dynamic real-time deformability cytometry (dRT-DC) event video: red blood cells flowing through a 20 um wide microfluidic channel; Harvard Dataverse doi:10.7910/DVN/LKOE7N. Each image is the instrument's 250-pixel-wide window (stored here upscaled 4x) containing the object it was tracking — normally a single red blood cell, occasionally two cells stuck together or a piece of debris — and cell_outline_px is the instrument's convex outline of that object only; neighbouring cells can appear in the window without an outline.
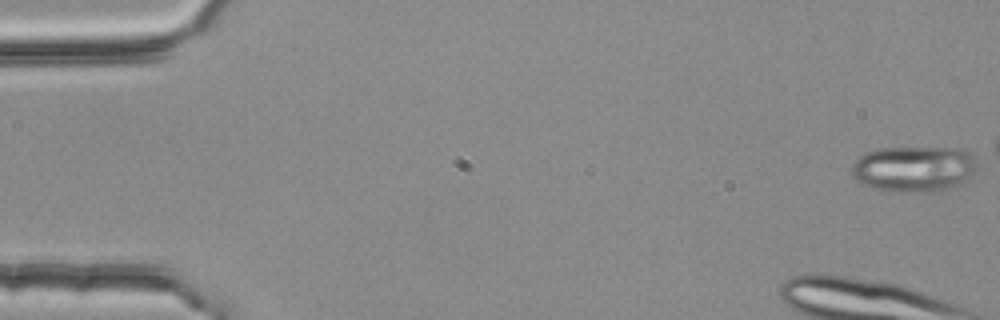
{"species": "common noctule bat (a hibernating species)", "species_latin": "Nyctalus noctula", "temperature_condition": "room temperature", "stored_images_in_passage": 5, "camera_frame_rate_fps": 3000, "um_per_image_px": 0.085, "animal": {"sex": "female", "body_mass_g": 25.1}, "frame": {"image": 1, "passage_image": 1, "time_ms": 0.0, "image_size_px": [1000, 320], "cell_outline_px": [[976, 168], [960, 184], [944, 192], [896, 192], [872, 188], [856, 180], [852, 172], [852, 164], [864, 152], [880, 148], [960, 148], [976, 156]], "centroid_in_image_um": [77.69, 14.36], "position_along_channel_um": 7.3, "area_um2": 33.81}}